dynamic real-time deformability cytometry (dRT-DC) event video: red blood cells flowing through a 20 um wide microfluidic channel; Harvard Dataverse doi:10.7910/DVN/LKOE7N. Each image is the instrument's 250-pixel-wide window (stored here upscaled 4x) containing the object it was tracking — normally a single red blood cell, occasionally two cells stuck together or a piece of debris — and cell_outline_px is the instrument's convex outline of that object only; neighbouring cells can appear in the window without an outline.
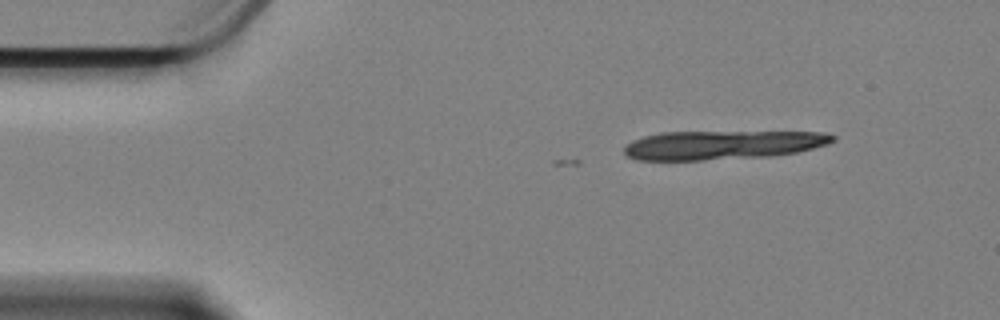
{"species": "Egyptian fruit bat (a non-hibernating species)", "species_latin": "Rousettus aegyptiacus", "temperature_condition": "cold", "stored_images_in_passage": 5, "camera_frame_rate_fps": 3000, "um_per_image_px": 0.085, "animal": {"sex": "female"}, "frame": {"image": 1, "passage_image": 1, "time_ms": 0.0, "image_size_px": [1000, 320], "cell_outline_px": [[836, 140], [828, 144], [796, 152], [772, 156], [704, 160], [636, 160], [628, 156], [624, 152], [624, 148], [632, 140], [644, 136], [664, 132], [824, 132], [836, 136]], "centroid_in_image_um": [61.42, 12.32], "position_along_channel_um": 23.6, "area_um2": 35.08}}